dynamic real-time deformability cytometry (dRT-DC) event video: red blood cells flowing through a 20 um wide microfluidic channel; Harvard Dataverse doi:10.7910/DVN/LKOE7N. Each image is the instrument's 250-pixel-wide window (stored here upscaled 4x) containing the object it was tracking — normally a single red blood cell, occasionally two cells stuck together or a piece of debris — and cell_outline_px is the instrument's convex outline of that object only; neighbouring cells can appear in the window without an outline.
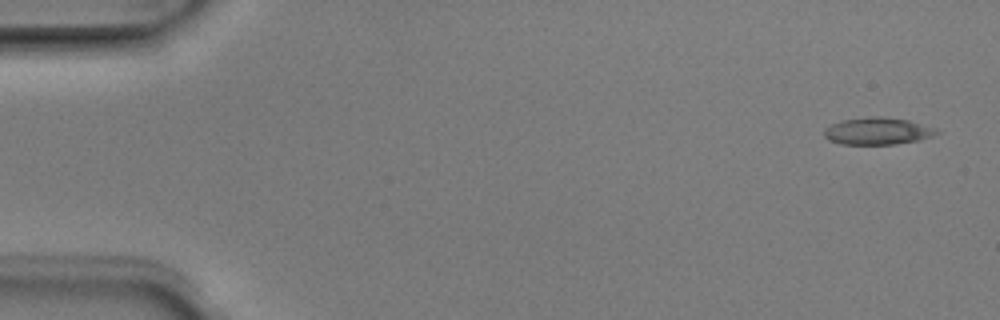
{"species": "Egyptian fruit bat (a non-hibernating species)", "species_latin": "Rousettus aegyptiacus", "temperature_condition": "room temperature", "stored_images_in_passage": 8, "camera_frame_rate_fps": 3000, "um_per_image_px": 0.085, "animal": {"sex": "male"}, "frame": {"image": 1, "passage_image": 1, "time_ms": 0.0, "image_size_px": [1000, 320], "cell_outline_px": [[940, 132], [932, 136], [920, 140], [896, 144], [840, 144], [828, 140], [824, 136], [824, 128], [840, 120], [872, 116], [880, 116], [908, 120], [936, 128]], "centroid_in_image_um": [74.58, 11.14], "position_along_channel_um": 10.4, "area_um2": 17.86}}
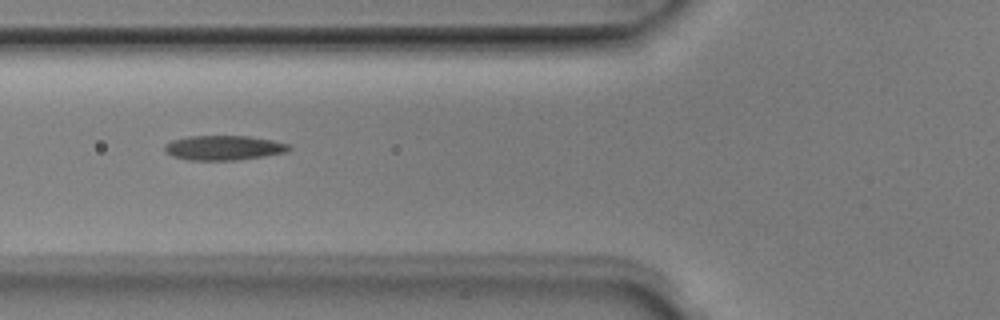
{"frame": {"image": 2, "passage_image": 6, "time_ms": 1.667, "image_size_px": [1000, 320], "cell_outline_px": [[292, 148], [288, 152], [264, 156], [236, 160], [188, 160], [172, 156], [164, 152], [164, 144], [172, 140], [188, 136], [248, 136], [272, 140], [292, 144]], "centroid_in_image_um": [19.03, 12.56], "position_along_channel_um": 106.8, "area_um2": 18.09}}
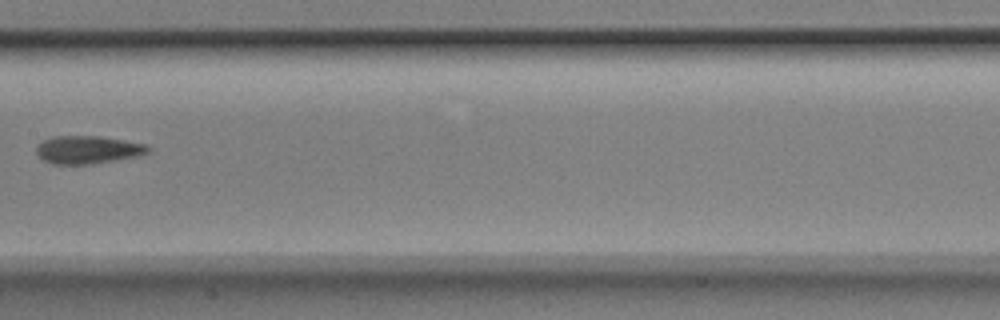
{"frame": {"image": 3, "passage_image": 8, "time_ms": 2.333, "image_size_px": [1000, 320], "cell_outline_px": [[152, 148], [148, 152], [136, 156], [92, 164], [52, 164], [44, 160], [36, 152], [36, 144], [52, 136], [100, 136], [148, 144]], "centroid_in_image_um": [7.46, 12.72], "position_along_channel_um": 199.9, "area_um2": 18.21}}